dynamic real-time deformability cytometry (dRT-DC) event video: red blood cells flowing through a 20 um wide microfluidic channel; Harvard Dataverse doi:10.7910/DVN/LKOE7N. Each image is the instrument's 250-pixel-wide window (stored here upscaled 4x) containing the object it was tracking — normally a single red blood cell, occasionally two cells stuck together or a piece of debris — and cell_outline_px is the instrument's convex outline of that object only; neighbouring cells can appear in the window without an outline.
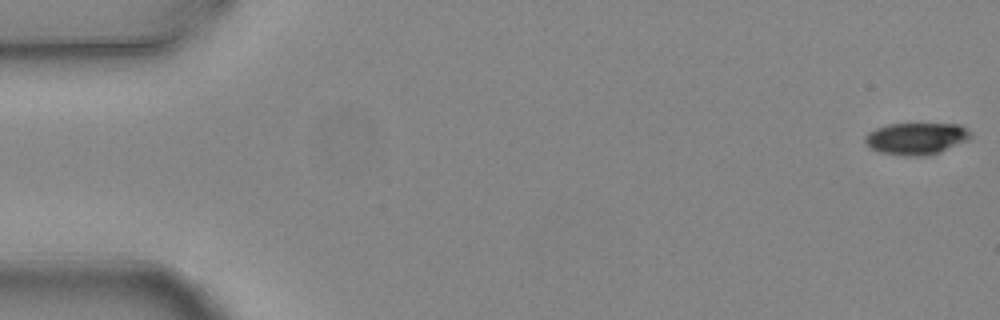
{"species": "common noctule bat (a hibernating species)", "species_latin": "Nyctalus noctula", "temperature_condition": "warm", "stored_images_in_passage": 4, "camera_frame_rate_fps": 3000, "um_per_image_px": 0.085, "animal": {"sex": "female", "body_mass_g": 24.6, "forearm_length_mm": 56.2}, "frame": {"image": 1, "passage_image": 1, "time_ms": 0.0, "image_size_px": [1000, 320], "cell_outline_px": [[972, 136], [968, 140], [940, 152], [928, 156], [904, 156], [880, 152], [872, 148], [864, 140], [864, 136], [868, 132], [876, 128], [888, 124], [960, 124], [968, 128], [972, 132]], "centroid_in_image_um": [77.92, 11.77], "position_along_channel_um": 7.1, "area_um2": 19.77}}